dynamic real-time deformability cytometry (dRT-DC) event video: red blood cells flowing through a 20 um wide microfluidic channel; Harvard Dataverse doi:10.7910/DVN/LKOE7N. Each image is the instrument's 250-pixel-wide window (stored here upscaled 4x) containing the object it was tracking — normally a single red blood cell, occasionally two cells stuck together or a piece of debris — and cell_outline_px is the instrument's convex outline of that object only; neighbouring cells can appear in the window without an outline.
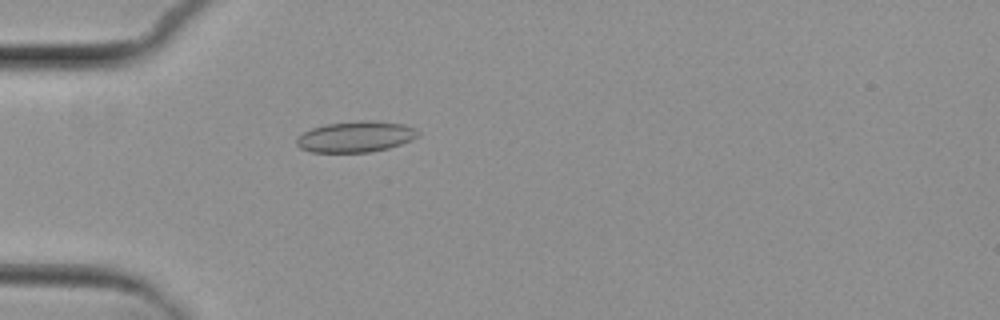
{"species": "common noctule bat (a hibernating species)", "species_latin": "Nyctalus noctula", "temperature_condition": "cold", "stored_images_in_passage": 4, "camera_frame_rate_fps": 3000, "um_per_image_px": 0.085, "animal": {"sex": "female", "body_mass_g": 29.2, "forearm_length_mm": 56.3}, "frame": {"image": 1, "passage_image": 4, "time_ms": 5.0, "image_size_px": [1000, 320], "cell_outline_px": [[420, 136], [412, 140], [388, 148], [368, 152], [312, 152], [300, 148], [296, 144], [296, 140], [304, 132], [312, 128], [324, 124], [360, 120], [372, 120], [404, 124], [416, 128], [420, 132]], "centroid_in_image_um": [30.27, 11.61], "position_along_channel_um": 54.7, "area_um2": 22.02}}